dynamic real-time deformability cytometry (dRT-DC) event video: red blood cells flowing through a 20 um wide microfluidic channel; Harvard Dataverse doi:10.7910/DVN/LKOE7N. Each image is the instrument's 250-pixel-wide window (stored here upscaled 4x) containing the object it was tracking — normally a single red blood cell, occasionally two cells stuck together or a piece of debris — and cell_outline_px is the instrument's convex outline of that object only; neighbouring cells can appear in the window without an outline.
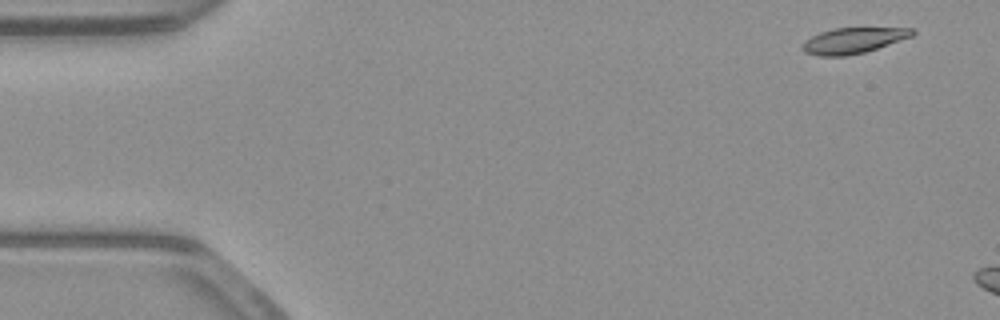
{"species": "common noctule bat (a hibernating species)", "species_latin": "Nyctalus noctula", "temperature_condition": "warm", "stored_images_in_passage": 7, "camera_frame_rate_fps": 3000, "um_per_image_px": 0.085, "animal": {"sex": "male", "body_mass_g": 23.1, "forearm_length_mm": 52.7}, "frame": {"image": 1, "passage_image": 2, "time_ms": 0.333, "image_size_px": [1000, 320], "cell_outline_px": [[916, 32], [912, 36], [864, 52], [844, 56], [820, 56], [804, 52], [800, 48], [804, 40], [820, 32], [832, 28], [912, 28]], "centroid_in_image_um": [72.47, 3.44], "position_along_channel_um": 12.5, "area_um2": 16.36}}